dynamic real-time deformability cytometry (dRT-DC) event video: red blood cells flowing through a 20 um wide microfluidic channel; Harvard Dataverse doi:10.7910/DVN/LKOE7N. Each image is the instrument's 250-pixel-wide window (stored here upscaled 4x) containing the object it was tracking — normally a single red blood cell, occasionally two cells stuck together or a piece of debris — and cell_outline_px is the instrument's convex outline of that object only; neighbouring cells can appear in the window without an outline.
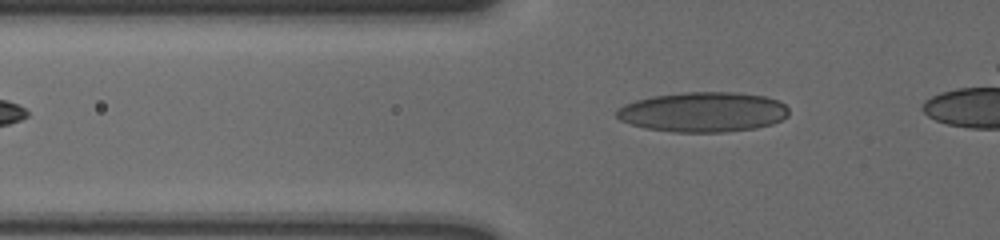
{"species": "human", "species_latin": "Homo sapiens", "temperature_condition": "cold", "stored_images_in_passage": 34, "camera_frame_rate_fps": 3000, "um_per_image_px": 0.085, "donor": {"sex": "male"}, "frame": {"image": 1, "passage_image": 2, "time_ms": 0.333, "image_size_px": [1000, 240], "cell_outline_px": [[788, 116], [772, 124], [756, 128], [724, 132], [672, 132], [644, 128], [620, 120], [616, 116], [616, 108], [624, 104], [636, 100], [652, 96], [684, 92], [732, 92], [764, 96], [776, 100], [784, 104], [788, 108]], "centroid_in_image_um": [59.73, 9.52], "position_along_channel_um": 66.1, "area_um2": 40.17}}
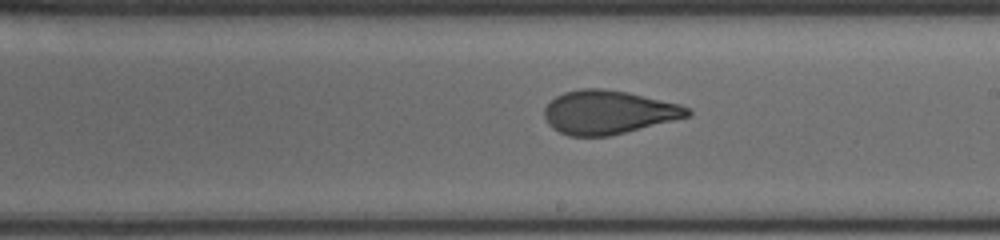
{"frame": {"image": 2, "passage_image": 17, "time_ms": 5.333, "image_size_px": [1000, 240], "cell_outline_px": [[692, 112], [688, 116], [608, 136], [568, 136], [552, 128], [548, 124], [544, 116], [544, 108], [556, 96], [564, 92], [580, 88], [604, 88], [628, 92], [680, 104], [688, 108]], "centroid_in_image_um": [51.66, 9.53], "position_along_channel_um": 237.3, "area_um2": 36.13}}
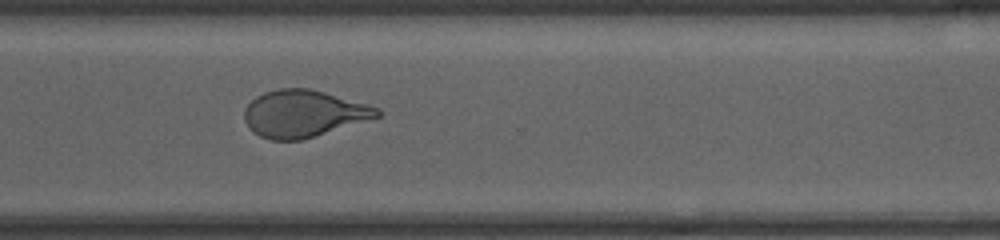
{"frame": {"image": 3, "passage_image": 26, "time_ms": 8.333, "image_size_px": [1000, 240], "cell_outline_px": [[380, 116], [300, 140], [272, 140], [260, 136], [248, 128], [244, 120], [244, 108], [256, 96], [264, 92], [280, 88], [308, 88], [324, 92], [368, 104], [380, 108]], "centroid_in_image_um": [25.76, 9.64], "position_along_channel_um": 344.8, "area_um2": 36.07}}